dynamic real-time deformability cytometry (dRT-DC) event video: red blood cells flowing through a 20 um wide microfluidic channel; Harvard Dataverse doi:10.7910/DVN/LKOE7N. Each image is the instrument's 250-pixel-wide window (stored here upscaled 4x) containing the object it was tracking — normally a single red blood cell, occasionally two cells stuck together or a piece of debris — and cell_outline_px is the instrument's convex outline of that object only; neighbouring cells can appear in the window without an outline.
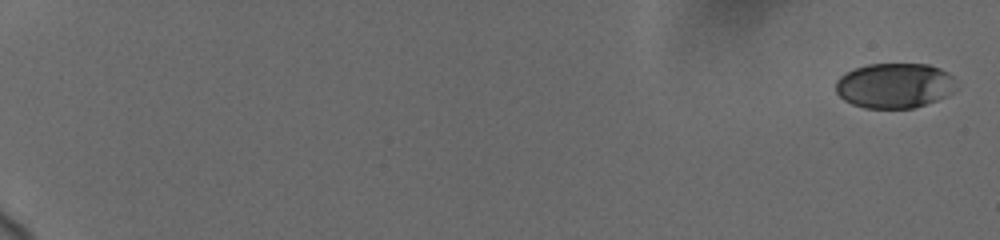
{"species": "human", "species_latin": "Homo sapiens", "temperature_condition": "cold", "stored_images_in_passage": 31, "camera_frame_rate_fps": 3000, "um_per_image_px": 0.085, "donor": {"sex": "female"}, "frame": {"image": 1, "passage_image": 1, "time_ms": 0.0, "image_size_px": [1000, 240], "cell_outline_px": [[952, 92], [948, 96], [912, 108], [864, 108], [852, 104], [844, 100], [836, 92], [836, 80], [840, 76], [856, 68], [868, 64], [928, 64], [940, 68], [948, 72], [952, 76]], "centroid_in_image_um": [76.0, 7.27], "position_along_channel_um": 9.0, "area_um2": 31.39}}
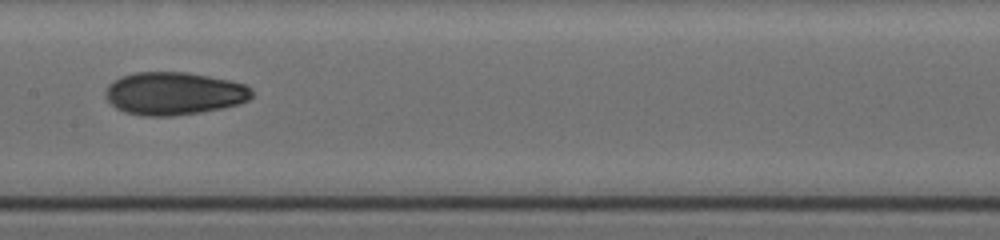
{"frame": {"image": 2, "passage_image": 18, "time_ms": 11.0, "image_size_px": [1000, 240], "cell_outline_px": [[252, 96], [248, 100], [240, 104], [224, 108], [200, 112], [172, 116], [144, 116], [128, 112], [116, 108], [108, 100], [108, 84], [120, 76], [136, 72], [188, 72], [228, 80], [244, 84], [252, 88]], "centroid_in_image_um": [14.83, 7.94], "position_along_channel_um": 192.6, "area_um2": 36.36}}
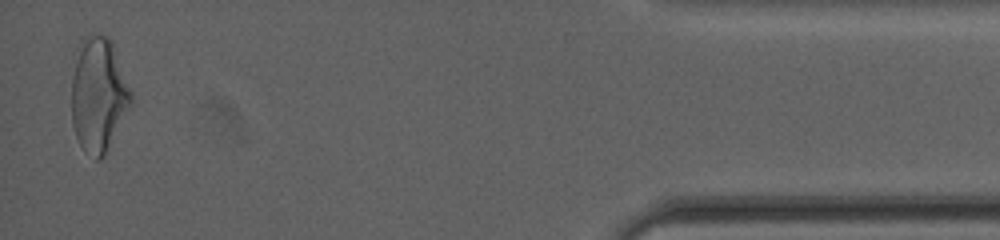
{"frame": {"image": 3, "passage_image": 31, "time_ms": 19.0, "image_size_px": [1000, 240], "cell_outline_px": [[132, 104], [104, 156], [100, 160], [96, 160], [80, 144], [76, 136], [72, 124], [72, 76], [80, 40], [84, 36], [108, 36], [112, 40], [132, 92]], "centroid_in_image_um": [8.39, 8.04], "position_along_channel_um": 426.8, "area_um2": 39.54}, "authors_computed_cell_mechanics": {"area_um2": 34.68, "velocity_mm_per_s": 3.703, "shape_relaxation_time_tau1_ms": 5.2347, "shape_relaxation_time_tau2_ms": 3.5871, "deformation_change_tau1": 0.169, "deformation_change_tau2": 0.0885}}